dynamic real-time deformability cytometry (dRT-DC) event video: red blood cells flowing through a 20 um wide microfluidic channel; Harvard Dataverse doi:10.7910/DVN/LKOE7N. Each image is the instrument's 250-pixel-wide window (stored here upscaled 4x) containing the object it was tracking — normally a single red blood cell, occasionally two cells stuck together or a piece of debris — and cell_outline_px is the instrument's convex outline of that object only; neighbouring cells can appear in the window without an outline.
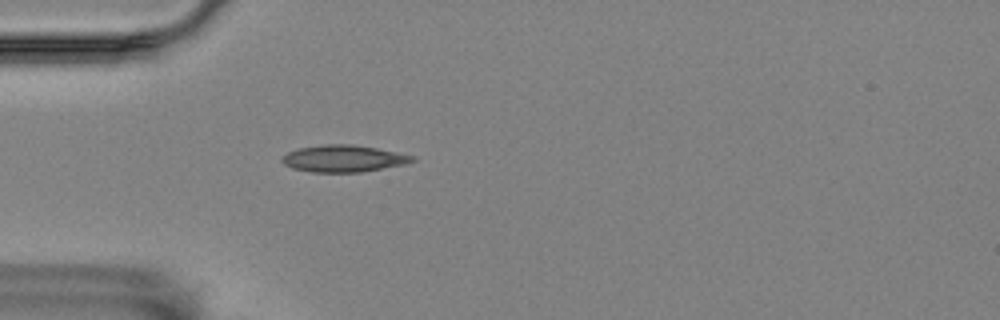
{"species": "Egyptian fruit bat (a non-hibernating species)", "species_latin": "Rousettus aegyptiacus", "temperature_condition": "room temperature", "stored_images_in_passage": 5, "camera_frame_rate_fps": 3000, "um_per_image_px": 0.085, "animal": {"sex": "female"}, "frame": {"image": 1, "passage_image": 5, "time_ms": 1.333, "image_size_px": [1000, 320], "cell_outline_px": [[416, 160], [404, 164], [360, 172], [312, 172], [292, 168], [284, 164], [280, 160], [280, 156], [288, 152], [300, 148], [324, 144], [352, 144], [376, 148], [416, 156]], "centroid_in_image_um": [29.17, 13.47], "position_along_channel_um": 55.8, "area_um2": 20.35}}